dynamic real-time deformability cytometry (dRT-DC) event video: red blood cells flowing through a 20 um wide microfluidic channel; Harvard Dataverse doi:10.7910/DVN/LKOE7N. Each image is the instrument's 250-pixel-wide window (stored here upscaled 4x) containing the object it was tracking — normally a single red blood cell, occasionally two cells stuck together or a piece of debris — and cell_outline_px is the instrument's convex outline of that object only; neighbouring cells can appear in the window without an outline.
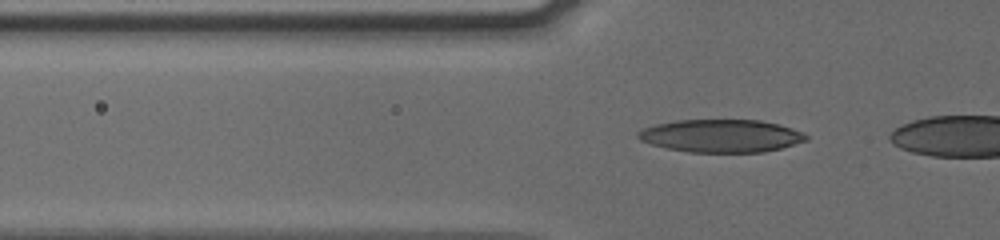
{"species": "human", "species_latin": "Homo sapiens", "temperature_condition": "cold", "stored_images_in_passage": 18, "camera_frame_rate_fps": 3000, "um_per_image_px": 0.085, "donor": {"sex": "male"}, "frame": {"image": 1, "passage_image": 16, "time_ms": 5.0, "image_size_px": [1000, 240], "cell_outline_px": [[808, 140], [780, 148], [764, 152], [688, 152], [668, 148], [652, 144], [640, 140], [636, 136], [636, 132], [644, 128], [656, 124], [676, 120], [760, 120], [780, 124], [804, 132], [808, 136]], "centroid_in_image_um": [61.31, 11.54], "position_along_channel_um": 64.5, "area_um2": 32.19}}